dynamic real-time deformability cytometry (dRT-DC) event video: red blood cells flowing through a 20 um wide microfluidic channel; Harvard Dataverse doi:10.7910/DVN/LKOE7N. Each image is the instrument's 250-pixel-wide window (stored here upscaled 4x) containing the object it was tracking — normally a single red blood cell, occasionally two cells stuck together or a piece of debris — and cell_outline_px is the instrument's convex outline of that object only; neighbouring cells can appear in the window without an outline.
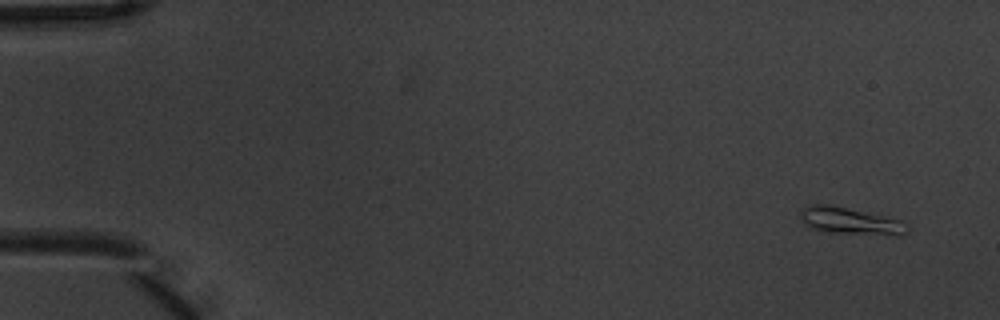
{"species": "common noctule bat (a hibernating species)", "species_latin": "Nyctalus noctula", "temperature_condition": "warm", "stored_images_in_passage": 6, "segment_of_instrument_passage": [1, 2], "camera_frame_rate_fps": 3000, "um_per_image_px": 0.085, "animal": {"sex": "male", "body_mass_g": 20.1, "forearm_length_mm": 53.5}, "frame": {"image": 1, "passage_image": 1, "time_ms": 0.0, "image_size_px": [1000, 320], "cell_outline_px": [[908, 232], [900, 236], [832, 232], [812, 228], [804, 224], [800, 216], [800, 208], [808, 204], [828, 204], [908, 220]], "centroid_in_image_um": [72.36, 18.77], "position_along_channel_um": 12.6, "area_um2": 17.22}}
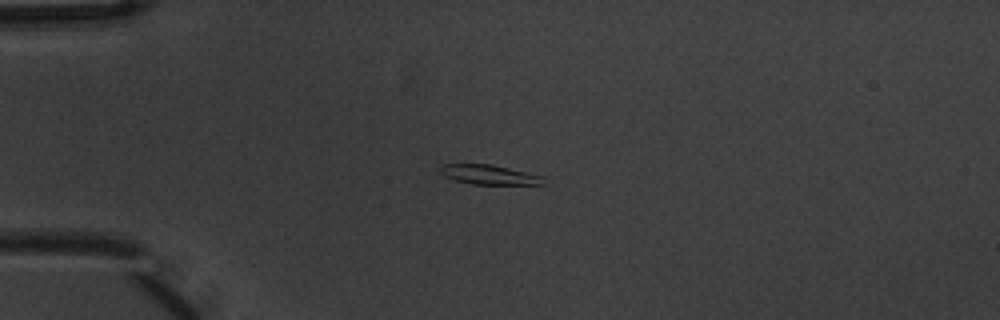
{"frame": {"image": 2, "passage_image": 4, "time_ms": 1.0, "image_size_px": [1000, 320], "cell_outline_px": [[544, 184], [472, 184], [456, 180], [444, 176], [440, 172], [440, 168], [444, 164], [492, 164], [544, 176]], "centroid_in_image_um": [41.59, 14.84], "position_along_channel_um": 43.4, "area_um2": 11.68}}